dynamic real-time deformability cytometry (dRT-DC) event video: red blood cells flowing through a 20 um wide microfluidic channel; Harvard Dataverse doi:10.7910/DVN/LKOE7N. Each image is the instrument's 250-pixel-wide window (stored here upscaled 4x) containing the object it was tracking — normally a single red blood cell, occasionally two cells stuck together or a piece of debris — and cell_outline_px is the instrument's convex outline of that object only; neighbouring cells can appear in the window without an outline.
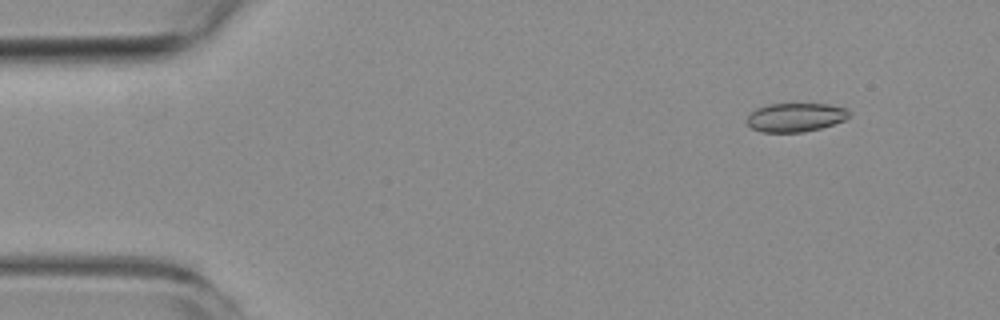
{"species": "common noctule bat (a hibernating species)", "species_latin": "Nyctalus noctula", "temperature_condition": "room temperature", "stored_images_in_passage": 5, "camera_frame_rate_fps": 3000, "um_per_image_px": 0.085, "animal": {"sex": "female", "body_mass_g": 19.3, "forearm_length_mm": 54.1}, "frame": {"image": 1, "passage_image": 2, "time_ms": 1.667, "image_size_px": [1000, 320], "cell_outline_px": [[848, 116], [844, 120], [820, 128], [804, 132], [764, 132], [752, 128], [744, 120], [756, 108], [768, 104], [828, 104], [844, 108], [848, 112]], "centroid_in_image_um": [67.56, 9.97], "position_along_channel_um": 17.4, "area_um2": 16.94}}